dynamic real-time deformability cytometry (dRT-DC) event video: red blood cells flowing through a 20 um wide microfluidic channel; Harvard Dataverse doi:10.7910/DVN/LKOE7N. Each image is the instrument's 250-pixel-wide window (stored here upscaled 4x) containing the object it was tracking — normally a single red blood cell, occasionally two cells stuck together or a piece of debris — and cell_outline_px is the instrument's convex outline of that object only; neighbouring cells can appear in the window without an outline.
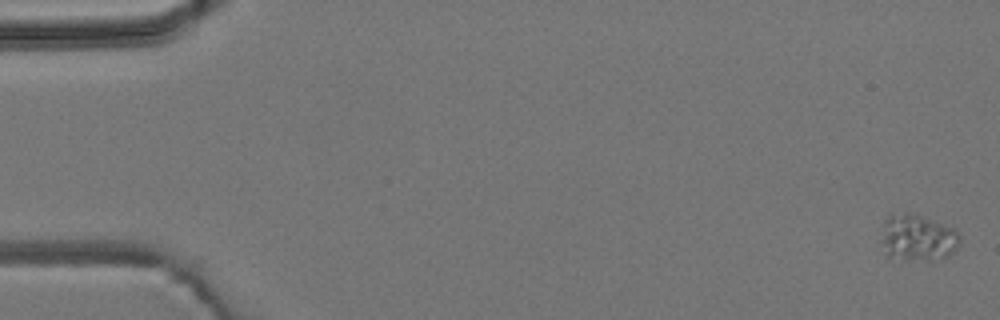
{"species": "common noctule bat (a hibernating species)", "species_latin": "Nyctalus noctula", "temperature_condition": "room temperature", "stored_images_in_passage": 5, "camera_frame_rate_fps": 3000, "um_per_image_px": 0.085, "animal": {"sex": "male", "body_mass_g": 19.2, "forearm_length_mm": 51.8}, "frame": {"image": 1, "passage_image": 5, "time_ms": 5.667, "image_size_px": [1000, 320], "cell_outline_px": [[960, 240], [956, 252], [948, 256], [928, 260], [900, 260], [888, 256], [884, 244], [884, 220], [892, 212], [912, 212], [924, 216], [956, 228], [960, 236]], "centroid_in_image_um": [78.07, 20.18], "position_along_channel_um": 6.9, "area_um2": 21.56}}